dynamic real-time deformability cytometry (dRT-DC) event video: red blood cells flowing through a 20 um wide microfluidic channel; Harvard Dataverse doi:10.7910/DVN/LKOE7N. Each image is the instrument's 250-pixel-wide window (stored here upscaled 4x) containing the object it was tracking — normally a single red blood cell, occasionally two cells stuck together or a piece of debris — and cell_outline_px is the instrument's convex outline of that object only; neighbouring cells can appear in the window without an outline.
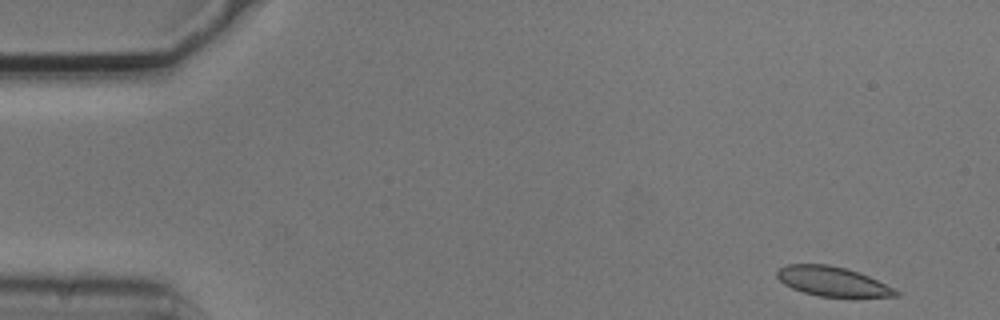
{"species": "common noctule bat (a hibernating species)", "species_latin": "Nyctalus noctula", "temperature_condition": "cold", "stored_images_in_passage": 8, "camera_frame_rate_fps": 3000, "um_per_image_px": 0.085, "animal": {"sex": "male", "body_mass_g": 20.5, "forearm_length_mm": 52.5}, "frame": {"image": 1, "passage_image": 1, "time_ms": 0.0, "image_size_px": [1000, 320], "cell_outline_px": [[900, 296], [820, 296], [804, 292], [792, 288], [784, 284], [776, 276], [776, 272], [780, 268], [788, 264], [828, 264], [848, 268], [860, 272], [900, 292]], "centroid_in_image_um": [70.72, 23.9], "position_along_channel_um": 14.3, "area_um2": 20.11}}
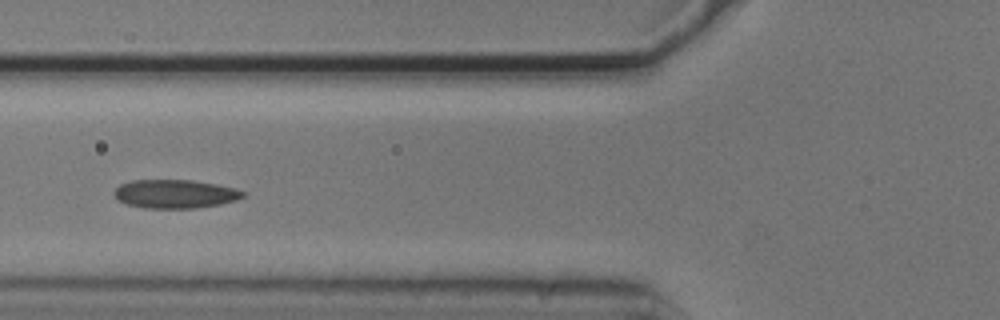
{"frame": {"image": 2, "passage_image": 6, "time_ms": 1.667, "image_size_px": [1000, 320], "cell_outline_px": [[248, 192], [244, 196], [236, 200], [220, 204], [196, 208], [144, 208], [128, 204], [116, 200], [112, 192], [120, 184], [132, 180], [192, 180], [216, 184], [236, 188]], "centroid_in_image_um": [14.88, 16.48], "position_along_channel_um": 110.9, "area_um2": 21.68}}
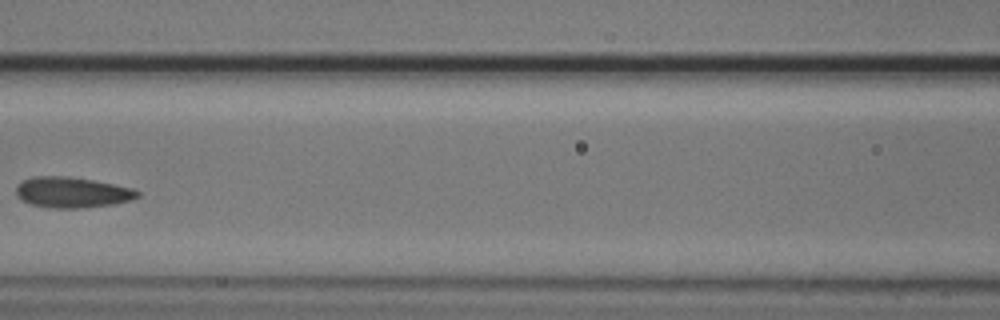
{"frame": {"image": 3, "passage_image": 7, "time_ms": 2.0, "image_size_px": [1000, 320], "cell_outline_px": [[140, 196], [132, 200], [112, 204], [80, 208], [52, 208], [32, 204], [20, 200], [16, 196], [16, 184], [32, 176], [68, 176], [92, 180], [132, 188], [140, 192]], "centroid_in_image_um": [6.1, 16.35], "position_along_channel_um": 160.5, "area_um2": 21.73}}